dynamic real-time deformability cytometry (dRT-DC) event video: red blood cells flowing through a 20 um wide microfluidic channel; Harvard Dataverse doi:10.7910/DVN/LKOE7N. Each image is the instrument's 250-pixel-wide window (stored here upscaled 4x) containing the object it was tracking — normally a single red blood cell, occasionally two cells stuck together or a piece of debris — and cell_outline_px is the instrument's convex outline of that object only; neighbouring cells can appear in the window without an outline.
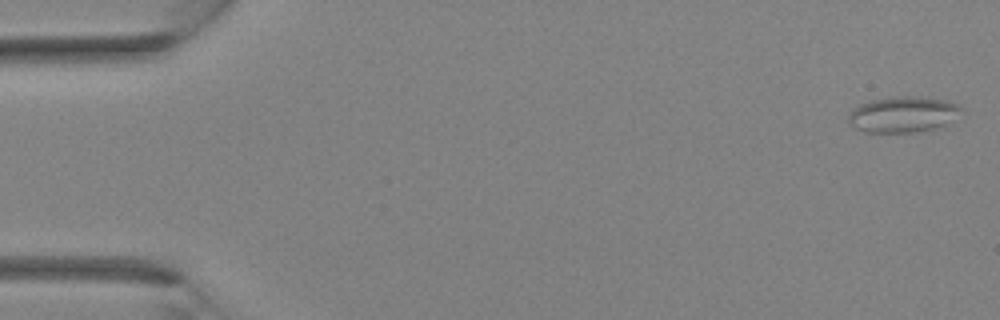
{"species": "Egyptian fruit bat (a non-hibernating species)", "species_latin": "Rousettus aegyptiacus", "temperature_condition": "room temperature", "stored_images_in_passage": 35, "camera_frame_rate_fps": 3000, "um_per_image_px": 0.085, "animal": {"sex": "female"}, "frame": {"image": 1, "passage_image": 1, "time_ms": 0.0, "image_size_px": [1000, 320], "cell_outline_px": [[964, 108], [944, 124], [932, 128], [916, 132], [864, 132], [848, 124], [848, 112], [852, 108], [860, 104], [872, 100], [888, 96], [924, 96], [948, 100], [960, 104]], "centroid_in_image_um": [76.7, 9.69], "position_along_channel_um": 8.3, "area_um2": 23.76}}
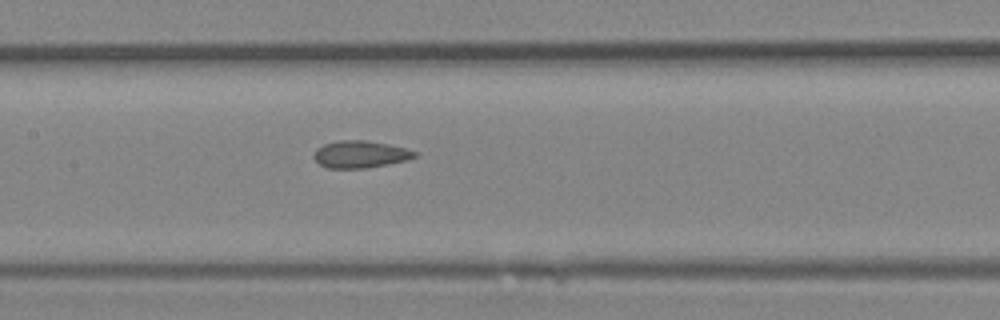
{"frame": {"image": 2, "passage_image": 17, "time_ms": 5.333, "image_size_px": [1000, 320], "cell_outline_px": [[420, 156], [408, 160], [368, 168], [328, 168], [320, 164], [312, 156], [316, 148], [324, 144], [340, 140], [364, 140], [388, 144], [404, 148], [416, 152]], "centroid_in_image_um": [30.63, 13.12], "position_along_channel_um": 176.8, "area_um2": 16.01}}
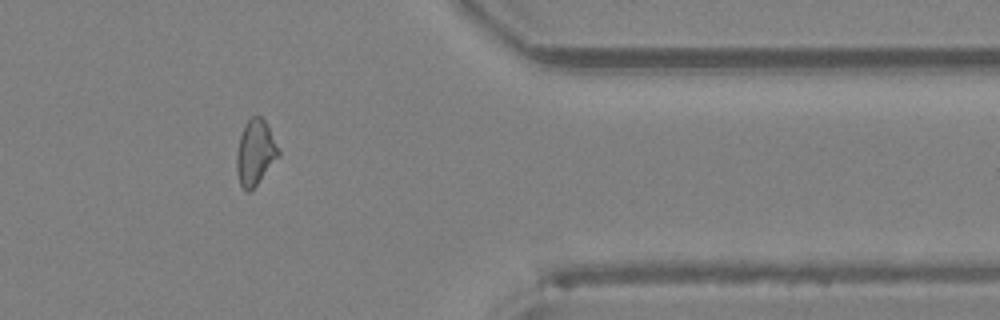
{"frame": {"image": 3, "passage_image": 29, "time_ms": 9.333, "image_size_px": [1000, 320], "cell_outline_px": [[280, 156], [256, 184], [248, 192], [244, 192], [240, 184], [236, 172], [236, 152], [240, 136], [244, 124], [252, 116], [260, 116], [264, 120], [280, 148]], "centroid_in_image_um": [21.69, 12.96], "position_along_channel_um": 389.7, "area_um2": 16.01}}